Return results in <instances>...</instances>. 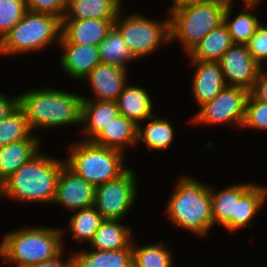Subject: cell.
<instances>
[{
  "label": "cell",
  "mask_w": 267,
  "mask_h": 267,
  "mask_svg": "<svg viewBox=\"0 0 267 267\" xmlns=\"http://www.w3.org/2000/svg\"><path fill=\"white\" fill-rule=\"evenodd\" d=\"M65 160L50 156L43 150L3 182L2 198L9 202L52 205L58 177ZM28 202V203H27Z\"/></svg>",
  "instance_id": "6da1fadb"
},
{
  "label": "cell",
  "mask_w": 267,
  "mask_h": 267,
  "mask_svg": "<svg viewBox=\"0 0 267 267\" xmlns=\"http://www.w3.org/2000/svg\"><path fill=\"white\" fill-rule=\"evenodd\" d=\"M54 88V89H53ZM82 94H75L55 87L37 88L18 94V105L27 117L31 131L44 128H81Z\"/></svg>",
  "instance_id": "7a4b0ae2"
},
{
  "label": "cell",
  "mask_w": 267,
  "mask_h": 267,
  "mask_svg": "<svg viewBox=\"0 0 267 267\" xmlns=\"http://www.w3.org/2000/svg\"><path fill=\"white\" fill-rule=\"evenodd\" d=\"M208 184L202 183L192 175H182L177 180L165 206L170 224L181 230L190 231L200 239L206 238L214 227L210 184Z\"/></svg>",
  "instance_id": "3957f363"
},
{
  "label": "cell",
  "mask_w": 267,
  "mask_h": 267,
  "mask_svg": "<svg viewBox=\"0 0 267 267\" xmlns=\"http://www.w3.org/2000/svg\"><path fill=\"white\" fill-rule=\"evenodd\" d=\"M64 230L66 232V229L58 226L52 228L36 225L14 228L0 240V259L15 267L51 260L66 249Z\"/></svg>",
  "instance_id": "277c9868"
},
{
  "label": "cell",
  "mask_w": 267,
  "mask_h": 267,
  "mask_svg": "<svg viewBox=\"0 0 267 267\" xmlns=\"http://www.w3.org/2000/svg\"><path fill=\"white\" fill-rule=\"evenodd\" d=\"M227 3L220 0L188 2L172 9L171 44L177 41L186 56L208 33L223 23Z\"/></svg>",
  "instance_id": "5b68a950"
},
{
  "label": "cell",
  "mask_w": 267,
  "mask_h": 267,
  "mask_svg": "<svg viewBox=\"0 0 267 267\" xmlns=\"http://www.w3.org/2000/svg\"><path fill=\"white\" fill-rule=\"evenodd\" d=\"M67 147L65 165L95 187L118 179L129 169L125 163L127 154L119 150L80 139Z\"/></svg>",
  "instance_id": "8992f818"
},
{
  "label": "cell",
  "mask_w": 267,
  "mask_h": 267,
  "mask_svg": "<svg viewBox=\"0 0 267 267\" xmlns=\"http://www.w3.org/2000/svg\"><path fill=\"white\" fill-rule=\"evenodd\" d=\"M62 20L51 14L27 11L0 41V56H17L59 45ZM56 43V44H55Z\"/></svg>",
  "instance_id": "52a82bcc"
},
{
  "label": "cell",
  "mask_w": 267,
  "mask_h": 267,
  "mask_svg": "<svg viewBox=\"0 0 267 267\" xmlns=\"http://www.w3.org/2000/svg\"><path fill=\"white\" fill-rule=\"evenodd\" d=\"M124 8L119 12L114 27L120 32L132 55L139 60L171 44L170 14L164 19L149 18L136 11L124 16ZM123 15V16H122ZM129 15V16H128ZM162 19V20H160ZM146 56V57H145Z\"/></svg>",
  "instance_id": "ba28073f"
},
{
  "label": "cell",
  "mask_w": 267,
  "mask_h": 267,
  "mask_svg": "<svg viewBox=\"0 0 267 267\" xmlns=\"http://www.w3.org/2000/svg\"><path fill=\"white\" fill-rule=\"evenodd\" d=\"M249 93L241 87L226 86L211 101L199 107L187 122L199 127L231 125L241 130Z\"/></svg>",
  "instance_id": "9c48e42d"
},
{
  "label": "cell",
  "mask_w": 267,
  "mask_h": 267,
  "mask_svg": "<svg viewBox=\"0 0 267 267\" xmlns=\"http://www.w3.org/2000/svg\"><path fill=\"white\" fill-rule=\"evenodd\" d=\"M137 179L129 167L118 179L96 186L94 207L103 219L125 220L139 196Z\"/></svg>",
  "instance_id": "30bf717a"
},
{
  "label": "cell",
  "mask_w": 267,
  "mask_h": 267,
  "mask_svg": "<svg viewBox=\"0 0 267 267\" xmlns=\"http://www.w3.org/2000/svg\"><path fill=\"white\" fill-rule=\"evenodd\" d=\"M218 62L227 86L252 90L261 66L252 58L246 44H233Z\"/></svg>",
  "instance_id": "8fae6325"
},
{
  "label": "cell",
  "mask_w": 267,
  "mask_h": 267,
  "mask_svg": "<svg viewBox=\"0 0 267 267\" xmlns=\"http://www.w3.org/2000/svg\"><path fill=\"white\" fill-rule=\"evenodd\" d=\"M95 186L76 175L66 165L61 168L53 206H62L69 212L94 206Z\"/></svg>",
  "instance_id": "7c38bea8"
},
{
  "label": "cell",
  "mask_w": 267,
  "mask_h": 267,
  "mask_svg": "<svg viewBox=\"0 0 267 267\" xmlns=\"http://www.w3.org/2000/svg\"><path fill=\"white\" fill-rule=\"evenodd\" d=\"M127 78H129L127 69L124 67L100 63L82 79V81L88 82L93 92V97L87 98L82 95V99L116 102L129 82Z\"/></svg>",
  "instance_id": "4fadbf2b"
},
{
  "label": "cell",
  "mask_w": 267,
  "mask_h": 267,
  "mask_svg": "<svg viewBox=\"0 0 267 267\" xmlns=\"http://www.w3.org/2000/svg\"><path fill=\"white\" fill-rule=\"evenodd\" d=\"M62 52L59 68L69 78L81 83L94 67L101 63L98 46L87 44L59 43Z\"/></svg>",
  "instance_id": "5bb4252c"
},
{
  "label": "cell",
  "mask_w": 267,
  "mask_h": 267,
  "mask_svg": "<svg viewBox=\"0 0 267 267\" xmlns=\"http://www.w3.org/2000/svg\"><path fill=\"white\" fill-rule=\"evenodd\" d=\"M193 68V79L191 92L193 100L201 107L208 101H211L227 85L225 83L223 72L219 62L189 60Z\"/></svg>",
  "instance_id": "9a60e30c"
},
{
  "label": "cell",
  "mask_w": 267,
  "mask_h": 267,
  "mask_svg": "<svg viewBox=\"0 0 267 267\" xmlns=\"http://www.w3.org/2000/svg\"><path fill=\"white\" fill-rule=\"evenodd\" d=\"M116 19H62L59 43L98 46L113 28Z\"/></svg>",
  "instance_id": "2e32d148"
},
{
  "label": "cell",
  "mask_w": 267,
  "mask_h": 267,
  "mask_svg": "<svg viewBox=\"0 0 267 267\" xmlns=\"http://www.w3.org/2000/svg\"><path fill=\"white\" fill-rule=\"evenodd\" d=\"M120 115L114 101L82 99L81 126L82 141H93L113 119ZM86 136V137H85Z\"/></svg>",
  "instance_id": "e0dca14e"
},
{
  "label": "cell",
  "mask_w": 267,
  "mask_h": 267,
  "mask_svg": "<svg viewBox=\"0 0 267 267\" xmlns=\"http://www.w3.org/2000/svg\"><path fill=\"white\" fill-rule=\"evenodd\" d=\"M254 183L251 181L233 183L218 191L210 185L214 226L220 225L227 232L232 233V217H236L237 202Z\"/></svg>",
  "instance_id": "ac0fdd59"
},
{
  "label": "cell",
  "mask_w": 267,
  "mask_h": 267,
  "mask_svg": "<svg viewBox=\"0 0 267 267\" xmlns=\"http://www.w3.org/2000/svg\"><path fill=\"white\" fill-rule=\"evenodd\" d=\"M42 141V137L33 134L29 139L0 147V180L2 183L42 150Z\"/></svg>",
  "instance_id": "d6986e66"
},
{
  "label": "cell",
  "mask_w": 267,
  "mask_h": 267,
  "mask_svg": "<svg viewBox=\"0 0 267 267\" xmlns=\"http://www.w3.org/2000/svg\"><path fill=\"white\" fill-rule=\"evenodd\" d=\"M125 85L123 91L116 101L120 115L134 121L137 125L144 122L155 112L152 93L150 94L146 88L137 84ZM151 96V97H150Z\"/></svg>",
  "instance_id": "ffe728a7"
},
{
  "label": "cell",
  "mask_w": 267,
  "mask_h": 267,
  "mask_svg": "<svg viewBox=\"0 0 267 267\" xmlns=\"http://www.w3.org/2000/svg\"><path fill=\"white\" fill-rule=\"evenodd\" d=\"M137 132L138 125L134 121L118 115L92 142L126 154L128 148L137 146Z\"/></svg>",
  "instance_id": "44dd1931"
},
{
  "label": "cell",
  "mask_w": 267,
  "mask_h": 267,
  "mask_svg": "<svg viewBox=\"0 0 267 267\" xmlns=\"http://www.w3.org/2000/svg\"><path fill=\"white\" fill-rule=\"evenodd\" d=\"M145 123V126L142 124ZM175 128L167 117H159L155 113L145 122L138 124L137 145L144 143L152 153L153 150L165 151L175 140ZM142 141V142H141Z\"/></svg>",
  "instance_id": "7402d4cb"
},
{
  "label": "cell",
  "mask_w": 267,
  "mask_h": 267,
  "mask_svg": "<svg viewBox=\"0 0 267 267\" xmlns=\"http://www.w3.org/2000/svg\"><path fill=\"white\" fill-rule=\"evenodd\" d=\"M125 224L120 220L104 219L87 247L111 251L132 248L134 229Z\"/></svg>",
  "instance_id": "603a6c76"
},
{
  "label": "cell",
  "mask_w": 267,
  "mask_h": 267,
  "mask_svg": "<svg viewBox=\"0 0 267 267\" xmlns=\"http://www.w3.org/2000/svg\"><path fill=\"white\" fill-rule=\"evenodd\" d=\"M85 248L71 251L74 267H133L132 248L112 251Z\"/></svg>",
  "instance_id": "cb8c5ba5"
},
{
  "label": "cell",
  "mask_w": 267,
  "mask_h": 267,
  "mask_svg": "<svg viewBox=\"0 0 267 267\" xmlns=\"http://www.w3.org/2000/svg\"><path fill=\"white\" fill-rule=\"evenodd\" d=\"M234 7V4H227L223 14V23L228 28L233 44H247L262 22L256 13H253L257 6H241L242 9L238 14L233 9ZM233 11L236 14L235 17L232 16Z\"/></svg>",
  "instance_id": "d4e9b609"
},
{
  "label": "cell",
  "mask_w": 267,
  "mask_h": 267,
  "mask_svg": "<svg viewBox=\"0 0 267 267\" xmlns=\"http://www.w3.org/2000/svg\"><path fill=\"white\" fill-rule=\"evenodd\" d=\"M232 45L228 28L221 23L201 39L186 57H189V60L218 62Z\"/></svg>",
  "instance_id": "484cf974"
},
{
  "label": "cell",
  "mask_w": 267,
  "mask_h": 267,
  "mask_svg": "<svg viewBox=\"0 0 267 267\" xmlns=\"http://www.w3.org/2000/svg\"><path fill=\"white\" fill-rule=\"evenodd\" d=\"M267 201V186L256 182L239 198L237 202L236 217H232V233L251 228L252 220L263 209Z\"/></svg>",
  "instance_id": "4316f807"
},
{
  "label": "cell",
  "mask_w": 267,
  "mask_h": 267,
  "mask_svg": "<svg viewBox=\"0 0 267 267\" xmlns=\"http://www.w3.org/2000/svg\"><path fill=\"white\" fill-rule=\"evenodd\" d=\"M122 8L116 0H76L63 19H116Z\"/></svg>",
  "instance_id": "83f0119b"
},
{
  "label": "cell",
  "mask_w": 267,
  "mask_h": 267,
  "mask_svg": "<svg viewBox=\"0 0 267 267\" xmlns=\"http://www.w3.org/2000/svg\"><path fill=\"white\" fill-rule=\"evenodd\" d=\"M73 214L67 222V233H71L72 240L84 247V244L90 243L104 220L97 209L92 206L85 209H79Z\"/></svg>",
  "instance_id": "f1b7e54d"
},
{
  "label": "cell",
  "mask_w": 267,
  "mask_h": 267,
  "mask_svg": "<svg viewBox=\"0 0 267 267\" xmlns=\"http://www.w3.org/2000/svg\"><path fill=\"white\" fill-rule=\"evenodd\" d=\"M135 240L132 242L133 267H173V251L166 242L158 241L153 244L138 246ZM170 248V249H169Z\"/></svg>",
  "instance_id": "f546056e"
},
{
  "label": "cell",
  "mask_w": 267,
  "mask_h": 267,
  "mask_svg": "<svg viewBox=\"0 0 267 267\" xmlns=\"http://www.w3.org/2000/svg\"><path fill=\"white\" fill-rule=\"evenodd\" d=\"M98 50L103 64H113L128 69V64L137 61L114 26L98 45Z\"/></svg>",
  "instance_id": "4dcf8cb0"
},
{
  "label": "cell",
  "mask_w": 267,
  "mask_h": 267,
  "mask_svg": "<svg viewBox=\"0 0 267 267\" xmlns=\"http://www.w3.org/2000/svg\"><path fill=\"white\" fill-rule=\"evenodd\" d=\"M33 134L27 117L19 105L0 121V147L29 139Z\"/></svg>",
  "instance_id": "1f68e13d"
},
{
  "label": "cell",
  "mask_w": 267,
  "mask_h": 267,
  "mask_svg": "<svg viewBox=\"0 0 267 267\" xmlns=\"http://www.w3.org/2000/svg\"><path fill=\"white\" fill-rule=\"evenodd\" d=\"M27 11L26 0H0V41Z\"/></svg>",
  "instance_id": "d6a6232c"
},
{
  "label": "cell",
  "mask_w": 267,
  "mask_h": 267,
  "mask_svg": "<svg viewBox=\"0 0 267 267\" xmlns=\"http://www.w3.org/2000/svg\"><path fill=\"white\" fill-rule=\"evenodd\" d=\"M241 129L267 132V103L257 100L251 93L247 98L245 118Z\"/></svg>",
  "instance_id": "836d02e7"
},
{
  "label": "cell",
  "mask_w": 267,
  "mask_h": 267,
  "mask_svg": "<svg viewBox=\"0 0 267 267\" xmlns=\"http://www.w3.org/2000/svg\"><path fill=\"white\" fill-rule=\"evenodd\" d=\"M267 22H261L246 44L252 58L263 67L267 63Z\"/></svg>",
  "instance_id": "e575fe53"
},
{
  "label": "cell",
  "mask_w": 267,
  "mask_h": 267,
  "mask_svg": "<svg viewBox=\"0 0 267 267\" xmlns=\"http://www.w3.org/2000/svg\"><path fill=\"white\" fill-rule=\"evenodd\" d=\"M27 9L31 12L46 13L59 17L66 14L65 0H26Z\"/></svg>",
  "instance_id": "d590c367"
},
{
  "label": "cell",
  "mask_w": 267,
  "mask_h": 267,
  "mask_svg": "<svg viewBox=\"0 0 267 267\" xmlns=\"http://www.w3.org/2000/svg\"><path fill=\"white\" fill-rule=\"evenodd\" d=\"M250 93L259 101L267 103V69L260 67L257 80Z\"/></svg>",
  "instance_id": "8d00e7d4"
},
{
  "label": "cell",
  "mask_w": 267,
  "mask_h": 267,
  "mask_svg": "<svg viewBox=\"0 0 267 267\" xmlns=\"http://www.w3.org/2000/svg\"><path fill=\"white\" fill-rule=\"evenodd\" d=\"M17 106L18 94L9 97L6 93L0 92V121L6 118Z\"/></svg>",
  "instance_id": "74e56055"
},
{
  "label": "cell",
  "mask_w": 267,
  "mask_h": 267,
  "mask_svg": "<svg viewBox=\"0 0 267 267\" xmlns=\"http://www.w3.org/2000/svg\"><path fill=\"white\" fill-rule=\"evenodd\" d=\"M64 254H65V251L63 250L57 257L51 260L29 265L26 267H74V262L71 257V254H69V256L66 257L67 258L66 260H64V257H65Z\"/></svg>",
  "instance_id": "f35d334b"
},
{
  "label": "cell",
  "mask_w": 267,
  "mask_h": 267,
  "mask_svg": "<svg viewBox=\"0 0 267 267\" xmlns=\"http://www.w3.org/2000/svg\"><path fill=\"white\" fill-rule=\"evenodd\" d=\"M196 1H202V0H171V5L168 6L166 10L172 9L176 6L188 3V2H196Z\"/></svg>",
  "instance_id": "ab89813d"
},
{
  "label": "cell",
  "mask_w": 267,
  "mask_h": 267,
  "mask_svg": "<svg viewBox=\"0 0 267 267\" xmlns=\"http://www.w3.org/2000/svg\"><path fill=\"white\" fill-rule=\"evenodd\" d=\"M264 0H242V6H257L261 5Z\"/></svg>",
  "instance_id": "60d3db41"
},
{
  "label": "cell",
  "mask_w": 267,
  "mask_h": 267,
  "mask_svg": "<svg viewBox=\"0 0 267 267\" xmlns=\"http://www.w3.org/2000/svg\"><path fill=\"white\" fill-rule=\"evenodd\" d=\"M74 1H76V0H65L66 7H68Z\"/></svg>",
  "instance_id": "b9f144b4"
},
{
  "label": "cell",
  "mask_w": 267,
  "mask_h": 267,
  "mask_svg": "<svg viewBox=\"0 0 267 267\" xmlns=\"http://www.w3.org/2000/svg\"><path fill=\"white\" fill-rule=\"evenodd\" d=\"M220 1H223L227 4H233L234 3V0H220Z\"/></svg>",
  "instance_id": "7bdbcfd3"
},
{
  "label": "cell",
  "mask_w": 267,
  "mask_h": 267,
  "mask_svg": "<svg viewBox=\"0 0 267 267\" xmlns=\"http://www.w3.org/2000/svg\"><path fill=\"white\" fill-rule=\"evenodd\" d=\"M2 190H3V183L0 180V198H1V195H2Z\"/></svg>",
  "instance_id": "ee69618b"
},
{
  "label": "cell",
  "mask_w": 267,
  "mask_h": 267,
  "mask_svg": "<svg viewBox=\"0 0 267 267\" xmlns=\"http://www.w3.org/2000/svg\"><path fill=\"white\" fill-rule=\"evenodd\" d=\"M122 7H123V2H122V0H116Z\"/></svg>",
  "instance_id": "f6af8a7d"
}]
</instances>
